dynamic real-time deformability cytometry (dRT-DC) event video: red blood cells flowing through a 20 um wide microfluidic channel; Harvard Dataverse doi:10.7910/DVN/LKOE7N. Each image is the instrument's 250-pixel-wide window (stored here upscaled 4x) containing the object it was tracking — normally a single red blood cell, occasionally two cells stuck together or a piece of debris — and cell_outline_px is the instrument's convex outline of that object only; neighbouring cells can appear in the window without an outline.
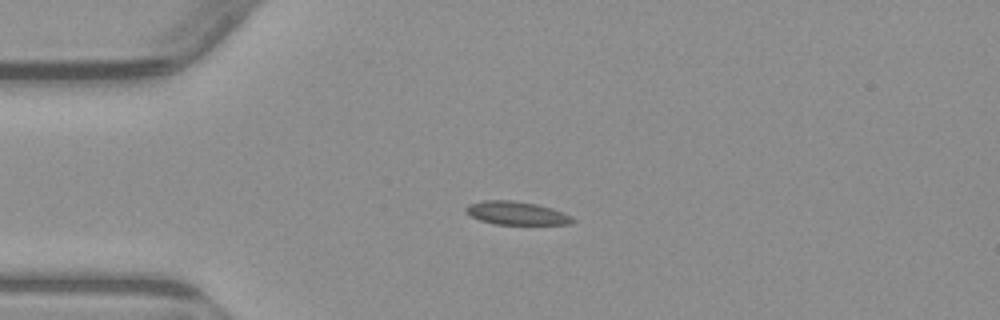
{"species": "common noctule bat (a hibernating species)", "species_latin": "Nyctalus noctula", "temperature_condition": "warm", "stored_images_in_passage": 3, "camera_frame_rate_fps": 3000, "um_per_image_px": 0.085, "animal": {"sex": "male", "body_mass_g": 23.1, "forearm_length_mm": 52.7}, "frame": {"image": 1, "passage_image": 3, "time_ms": 3.333, "image_size_px": [1000, 320], "cell_outline_px": [[576, 220], [572, 224], [496, 224], [480, 220], [464, 212], [464, 208], [468, 204], [484, 200], [512, 200], [536, 204], [552, 208], [564, 212], [572, 216]], "centroid_in_image_um": [43.91, 18.11], "position_along_channel_um": 41.1, "area_um2": 14.57}}